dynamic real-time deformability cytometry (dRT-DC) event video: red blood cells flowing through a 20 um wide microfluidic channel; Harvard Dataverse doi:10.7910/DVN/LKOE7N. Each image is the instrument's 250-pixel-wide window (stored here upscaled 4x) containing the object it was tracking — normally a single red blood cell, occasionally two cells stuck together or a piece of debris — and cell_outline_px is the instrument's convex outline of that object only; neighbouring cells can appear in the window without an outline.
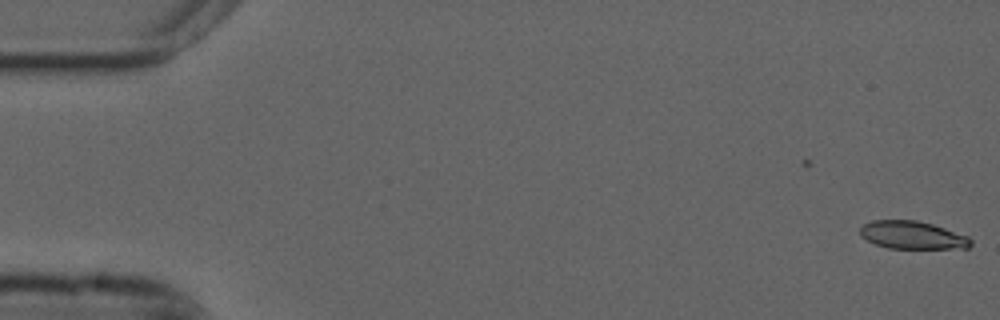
{"species": "common noctule bat (a hibernating species)", "species_latin": "Nyctalus noctula", "temperature_condition": "cold", "stored_images_in_passage": 12, "camera_frame_rate_fps": 3000, "um_per_image_px": 0.085, "animal": {"sex": "male", "forearm_length_mm": 52.5}, "frame": {"image": 1, "passage_image": 1, "time_ms": 0.0, "image_size_px": [1000, 320], "cell_outline_px": [[972, 244], [968, 248], [888, 248], [876, 244], [860, 236], [860, 228], [864, 224], [872, 220], [916, 220], [932, 224], [968, 236], [972, 240]], "centroid_in_image_um": [77.55, 19.98], "position_along_channel_um": 7.4, "area_um2": 17.86}}